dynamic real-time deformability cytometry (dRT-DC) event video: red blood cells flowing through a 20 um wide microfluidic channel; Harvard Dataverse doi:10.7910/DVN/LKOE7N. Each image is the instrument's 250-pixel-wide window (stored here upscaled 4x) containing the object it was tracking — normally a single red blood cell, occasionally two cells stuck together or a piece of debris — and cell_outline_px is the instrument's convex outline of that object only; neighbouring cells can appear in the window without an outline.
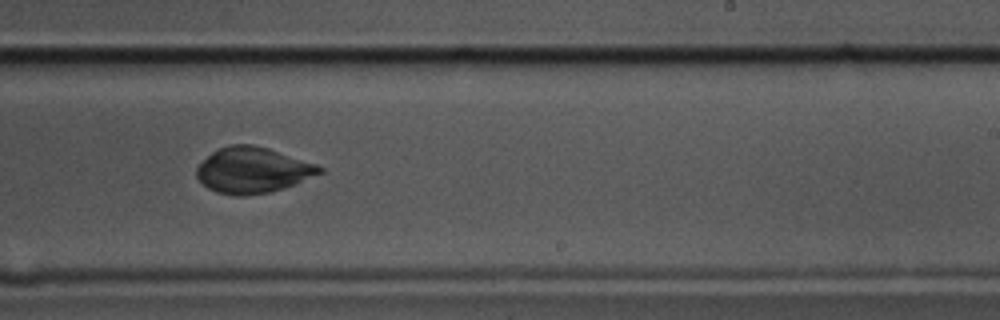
{"species": "common noctule bat (a hibernating species)", "species_latin": "Nyctalus noctula", "temperature_condition": "cold", "stored_images_in_passage": 12, "camera_frame_rate_fps": 3000, "um_per_image_px": 0.085, "animal": {"sex": "male", "body_mass_g": 17.5, "forearm_length_mm": 52.3}, "frame": {"image": 1, "passage_image": 7, "time_ms": 2.0, "image_size_px": [1000, 320], "cell_outline_px": [[324, 172], [272, 192], [244, 196], [236, 196], [216, 192], [208, 188], [196, 176], [196, 168], [212, 152], [228, 144], [252, 144], [268, 148], [316, 164], [324, 168]], "centroid_in_image_um": [21.47, 14.47], "position_along_channel_um": 267.5, "area_um2": 32.6}}
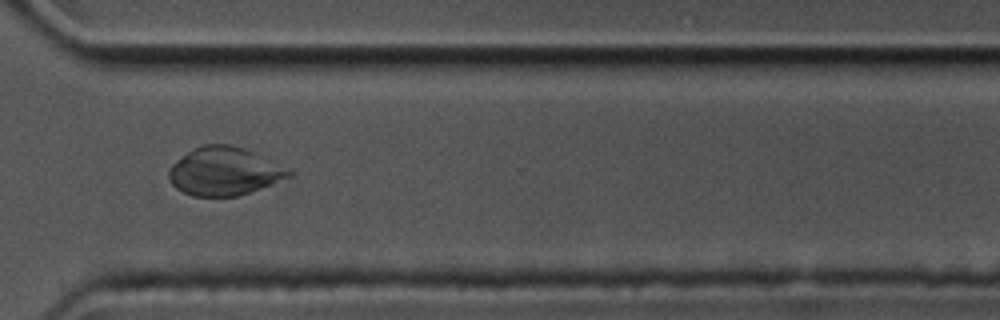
{"frame": {"image": 2, "passage_image": 9, "time_ms": 2.667, "image_size_px": [1000, 320], "cell_outline_px": [[292, 176], [248, 192], [236, 196], [192, 196], [176, 188], [172, 184], [168, 176], [168, 172], [172, 164], [188, 152], [204, 144], [232, 144], [244, 148], [292, 172]], "centroid_in_image_um": [19.0, 14.56], "position_along_channel_um": 351.6, "area_um2": 32.89}}